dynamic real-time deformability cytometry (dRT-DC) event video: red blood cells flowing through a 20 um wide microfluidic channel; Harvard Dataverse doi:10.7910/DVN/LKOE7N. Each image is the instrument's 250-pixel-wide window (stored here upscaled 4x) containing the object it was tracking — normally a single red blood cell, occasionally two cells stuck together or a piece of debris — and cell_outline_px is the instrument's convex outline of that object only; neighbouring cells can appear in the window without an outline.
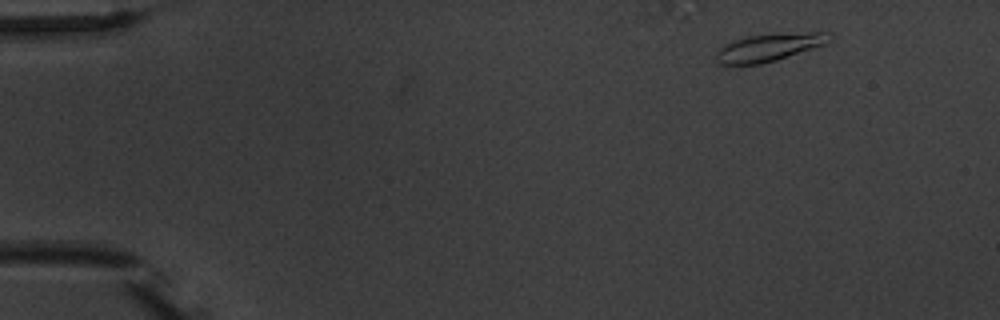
{"species": "common noctule bat (a hibernating species)", "species_latin": "Nyctalus noctula", "temperature_condition": "warm", "stored_images_in_passage": 4, "camera_frame_rate_fps": 3000, "um_per_image_px": 0.085, "animal": {"sex": "male", "body_mass_g": 20.1, "forearm_length_mm": 53.5}, "frame": {"image": 1, "passage_image": 1, "time_ms": 0.0, "image_size_px": [1000, 320], "cell_outline_px": [[836, 36], [828, 44], [776, 60], [760, 64], [720, 64], [716, 60], [716, 52], [724, 44], [732, 40], [748, 36], [812, 32], [828, 32]], "centroid_in_image_um": [65.44, 4.02], "position_along_channel_um": 19.6, "area_um2": 18.32}}